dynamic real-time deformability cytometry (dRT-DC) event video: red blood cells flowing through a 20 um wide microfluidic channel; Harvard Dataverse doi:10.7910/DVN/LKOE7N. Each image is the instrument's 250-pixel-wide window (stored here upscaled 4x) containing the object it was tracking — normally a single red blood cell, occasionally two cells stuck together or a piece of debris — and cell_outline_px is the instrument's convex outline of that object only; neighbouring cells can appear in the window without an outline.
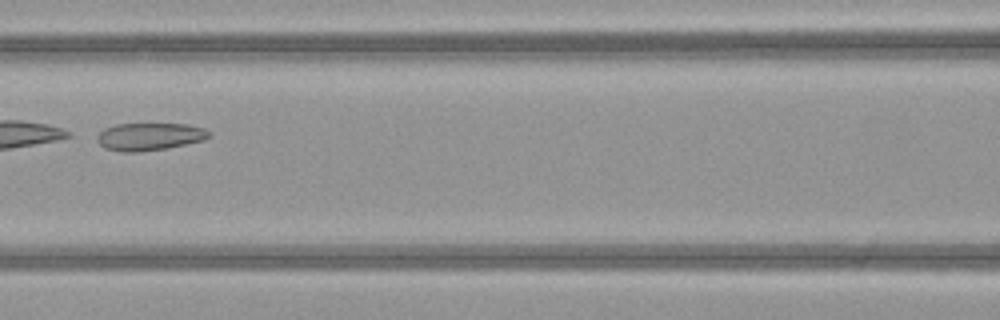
{"species": "common noctule bat (a hibernating species)", "species_latin": "Nyctalus noctula", "temperature_condition": "warm", "stored_images_in_passage": 36, "camera_frame_rate_fps": 3000, "um_per_image_px": 0.085, "animal": {"sex": "female", "body_mass_g": 21.9}, "frame": {"image": 1, "passage_image": 12, "time_ms": 3.667, "image_size_px": [1000, 320], "cell_outline_px": [[212, 136], [204, 140], [164, 148], [136, 152], [120, 152], [104, 148], [96, 140], [96, 136], [104, 128], [116, 124], [188, 124], [204, 128], [212, 132]], "centroid_in_image_um": [12.71, 11.6], "position_along_channel_um": 153.9, "area_um2": 18.03}}
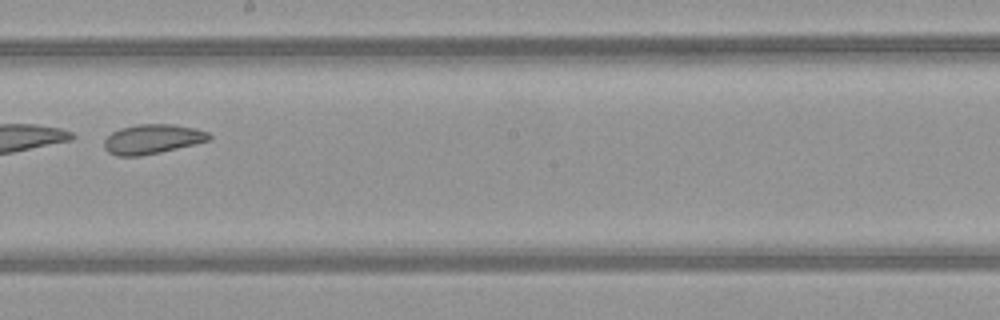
{"frame": {"image": 2, "passage_image": 18, "time_ms": 5.667, "image_size_px": [1000, 320], "cell_outline_px": [[212, 136], [208, 140], [196, 144], [160, 152], [140, 156], [116, 156], [108, 152], [104, 148], [104, 140], [112, 132], [120, 128], [136, 124], [176, 124], [196, 128], [208, 132]], "centroid_in_image_um": [12.95, 11.82], "position_along_channel_um": 235.3, "area_um2": 18.21}}
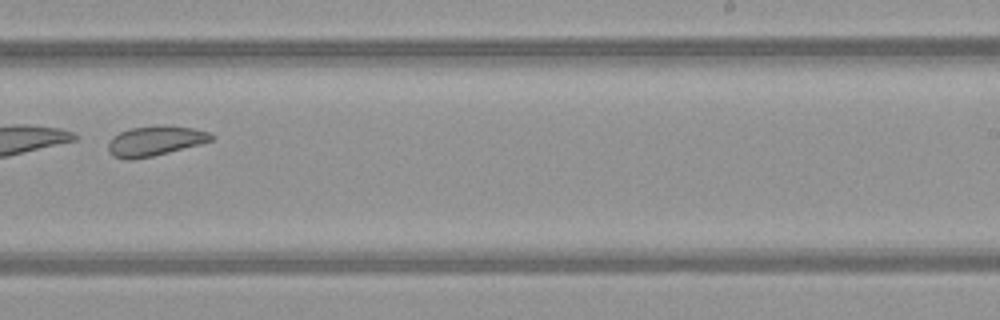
{"frame": {"image": 3, "passage_image": 21, "time_ms": 6.667, "image_size_px": [1000, 320], "cell_outline_px": [[216, 136], [212, 140], [200, 144], [152, 156], [132, 160], [128, 160], [112, 156], [108, 152], [108, 144], [112, 136], [120, 132], [132, 128], [192, 128], [208, 132]], "centroid_in_image_um": [13.13, 12.03], "position_along_channel_um": 275.9, "area_um2": 17.17}}